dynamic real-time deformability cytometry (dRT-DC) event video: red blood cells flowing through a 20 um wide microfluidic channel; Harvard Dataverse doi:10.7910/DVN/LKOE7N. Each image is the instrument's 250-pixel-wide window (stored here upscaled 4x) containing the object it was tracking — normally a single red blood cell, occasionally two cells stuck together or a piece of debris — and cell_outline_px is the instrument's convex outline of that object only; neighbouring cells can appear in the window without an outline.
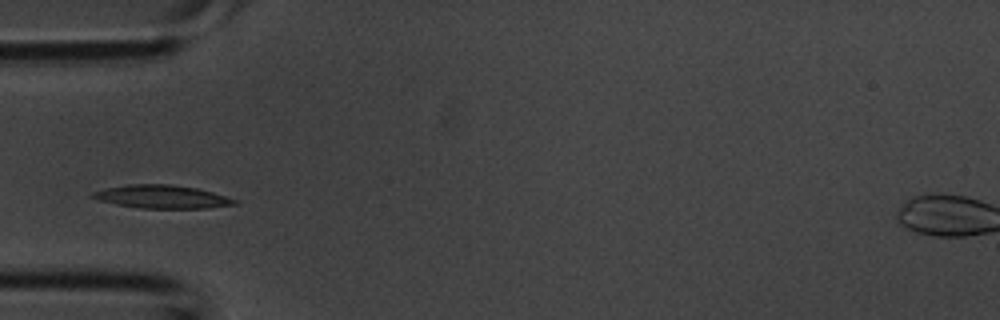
{"species": "common noctule bat (a hibernating species)", "species_latin": "Nyctalus noctula", "temperature_condition": "room temperature", "stored_images_in_passage": 3, "camera_frame_rate_fps": 3000, "um_per_image_px": 0.085, "animal": {"sex": "male", "body_mass_g": 20.1, "forearm_length_mm": 53.5}, "frame": {"image": 1, "passage_image": 3, "time_ms": 0.667, "image_size_px": [1000, 320], "cell_outline_px": [[240, 200], [236, 204], [208, 208], [140, 208], [116, 204], [96, 200], [88, 196], [92, 192], [108, 188], [128, 184], [172, 184], [196, 188], [212, 192]], "centroid_in_image_um": [13.76, 16.72], "position_along_channel_um": 71.2, "area_um2": 19.25}}